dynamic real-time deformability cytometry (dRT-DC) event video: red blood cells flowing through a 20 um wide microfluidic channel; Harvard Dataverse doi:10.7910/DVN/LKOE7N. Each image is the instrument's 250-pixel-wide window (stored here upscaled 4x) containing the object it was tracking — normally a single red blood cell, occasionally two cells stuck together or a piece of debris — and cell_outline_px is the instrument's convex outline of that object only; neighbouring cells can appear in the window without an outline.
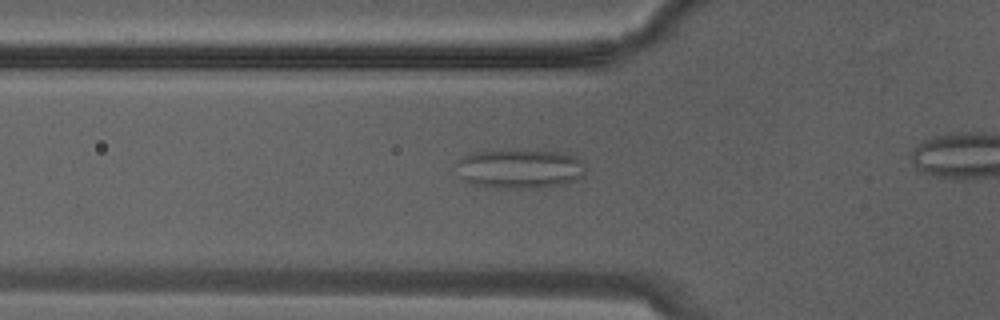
{"species": "Egyptian fruit bat (a non-hibernating species)", "species_latin": "Rousettus aegyptiacus", "temperature_condition": "warm", "stored_images_in_passage": 13, "camera_frame_rate_fps": 3000, "um_per_image_px": 0.085, "animal": {"sex": "male"}, "frame": {"image": 1, "passage_image": 8, "time_ms": 2.333, "image_size_px": [1000, 320], "cell_outline_px": [[584, 172], [580, 176], [572, 180], [560, 184], [532, 188], [484, 188], [472, 184], [464, 180], [448, 168], [452, 164], [464, 156], [472, 152], [500, 148], [516, 148], [560, 152], [576, 156], [580, 160], [584, 168]], "centroid_in_image_um": [43.98, 14.3], "position_along_channel_um": 81.8, "area_um2": 30.87}}